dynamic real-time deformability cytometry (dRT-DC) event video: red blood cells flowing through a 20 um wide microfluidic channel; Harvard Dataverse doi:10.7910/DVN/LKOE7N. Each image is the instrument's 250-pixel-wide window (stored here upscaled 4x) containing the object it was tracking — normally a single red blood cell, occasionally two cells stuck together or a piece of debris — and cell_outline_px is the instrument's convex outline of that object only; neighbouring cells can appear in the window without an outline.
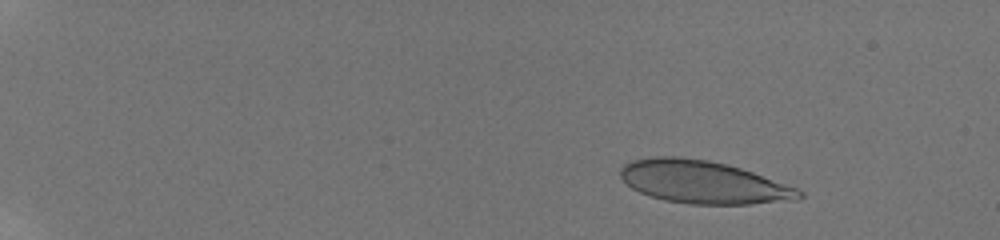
{"species": "human", "species_latin": "Homo sapiens", "temperature_condition": "room temperature", "stored_images_in_passage": 16, "camera_frame_rate_fps": 3000, "um_per_image_px": 0.085, "donor": {"sex": "male"}, "frame": {"image": 1, "passage_image": 5, "time_ms": 2.333, "image_size_px": [1000, 240], "cell_outline_px": [[804, 196], [796, 200], [748, 204], [688, 204], [664, 200], [640, 192], [632, 188], [620, 176], [620, 168], [624, 164], [632, 160], [656, 156], [680, 156], [708, 160], [728, 164], [752, 172], [796, 188], [804, 192]], "centroid_in_image_um": [59.76, 15.47], "position_along_channel_um": 25.2, "area_um2": 44.39}}
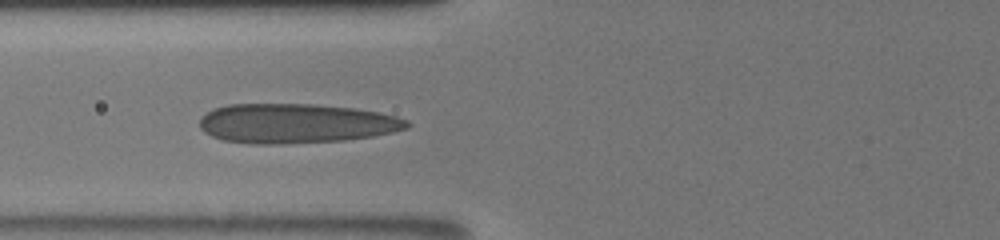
{"frame": {"image": 2, "passage_image": 12, "time_ms": 8.0, "image_size_px": [1000, 240], "cell_outline_px": [[412, 124], [408, 128], [392, 132], [372, 136], [344, 140], [284, 144], [252, 144], [224, 140], [212, 136], [204, 132], [200, 128], [200, 116], [212, 108], [228, 104], [312, 104], [352, 108], [380, 112], [396, 116], [408, 120]], "centroid_in_image_um": [25.14, 10.49], "position_along_channel_um": 100.7, "area_um2": 48.09}}
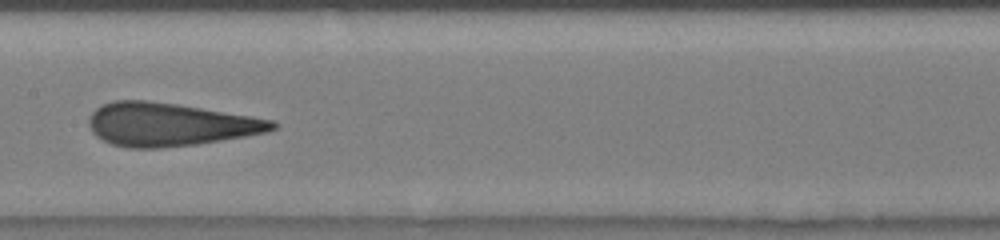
{"frame": {"image": 3, "passage_image": 15, "time_ms": 10.333, "image_size_px": [1000, 240], "cell_outline_px": [[280, 124], [276, 128], [268, 132], [196, 144], [160, 148], [128, 148], [112, 144], [96, 136], [92, 132], [88, 124], [88, 120], [92, 112], [96, 108], [112, 100], [144, 100], [176, 104], [252, 116], [272, 120]], "centroid_in_image_um": [14.41, 10.58], "position_along_channel_um": 193.0, "area_um2": 46.01}}